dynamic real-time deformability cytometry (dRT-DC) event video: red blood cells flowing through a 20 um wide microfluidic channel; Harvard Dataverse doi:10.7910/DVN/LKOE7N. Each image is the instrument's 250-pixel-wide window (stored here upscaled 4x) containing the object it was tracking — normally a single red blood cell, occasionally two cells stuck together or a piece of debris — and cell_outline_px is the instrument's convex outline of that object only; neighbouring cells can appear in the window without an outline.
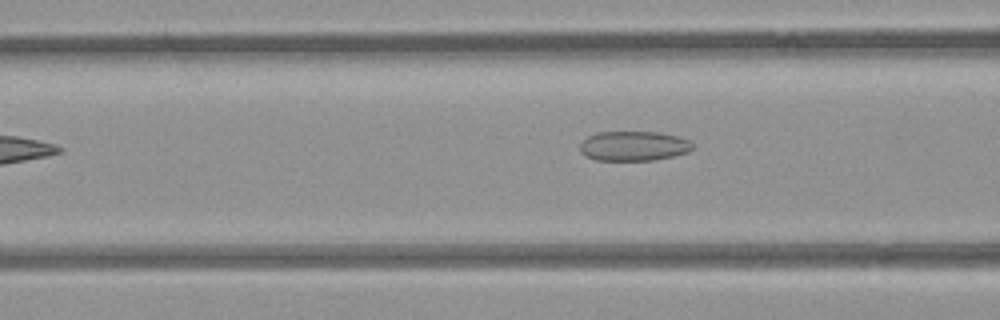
{"species": "common noctule bat (a hibernating species)", "species_latin": "Nyctalus noctula", "temperature_condition": "room temperature", "stored_images_in_passage": 5, "camera_frame_rate_fps": 3000, "um_per_image_px": 0.085, "animal": {"sex": "female", "body_mass_g": 21.9}, "frame": {"image": 1, "passage_image": 5, "time_ms": 1.333, "image_size_px": [1000, 320], "cell_outline_px": [[692, 148], [688, 152], [672, 156], [652, 160], [596, 160], [584, 156], [580, 152], [580, 144], [588, 136], [596, 132], [660, 132], [680, 136], [688, 140], [692, 144]], "centroid_in_image_um": [53.84, 12.4], "position_along_channel_um": 112.8, "area_um2": 19.54}}